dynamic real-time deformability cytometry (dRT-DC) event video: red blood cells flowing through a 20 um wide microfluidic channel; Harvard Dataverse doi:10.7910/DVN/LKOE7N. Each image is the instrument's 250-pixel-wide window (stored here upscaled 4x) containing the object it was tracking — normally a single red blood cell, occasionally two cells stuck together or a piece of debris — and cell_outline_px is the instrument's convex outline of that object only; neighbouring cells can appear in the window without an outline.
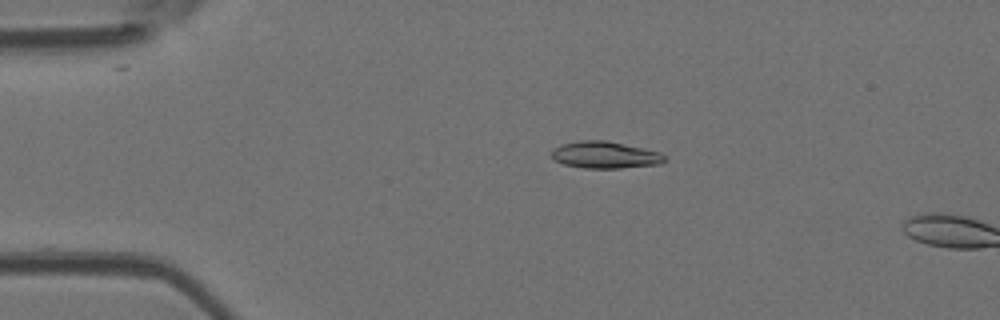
{"species": "Egyptian fruit bat (a non-hibernating species)", "species_latin": "Rousettus aegyptiacus", "temperature_condition": "room temperature", "stored_images_in_passage": 4, "camera_frame_rate_fps": 3000, "um_per_image_px": 0.085, "animal": {"sex": "female"}, "frame": {"image": 1, "passage_image": 3, "time_ms": 0.667, "image_size_px": [1000, 320], "cell_outline_px": [[664, 160], [660, 164], [620, 168], [584, 168], [564, 164], [556, 160], [552, 156], [552, 148], [560, 144], [580, 140], [604, 140], [644, 148], [660, 152], [664, 156]], "centroid_in_image_um": [51.4, 13.16], "position_along_channel_um": 33.6, "area_um2": 17.63}}